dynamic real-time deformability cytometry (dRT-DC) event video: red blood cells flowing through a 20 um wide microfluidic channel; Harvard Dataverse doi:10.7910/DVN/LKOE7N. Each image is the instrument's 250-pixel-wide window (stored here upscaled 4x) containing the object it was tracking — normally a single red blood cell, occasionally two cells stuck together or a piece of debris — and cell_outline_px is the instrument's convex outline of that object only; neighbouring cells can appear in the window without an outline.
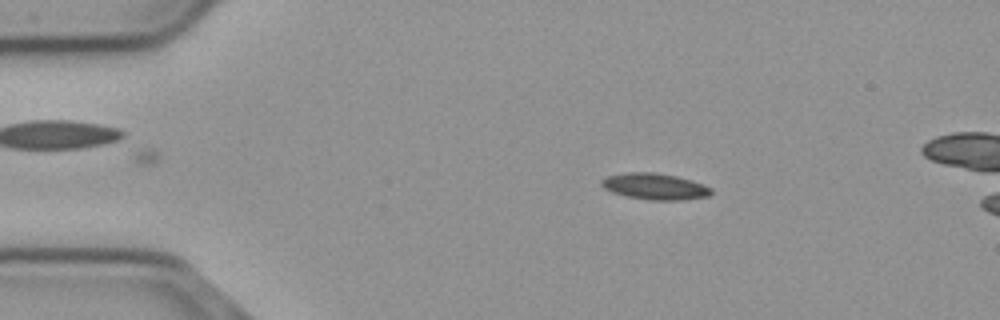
{"species": "common noctule bat (a hibernating species)", "species_latin": "Nyctalus noctula", "temperature_condition": "cold", "stored_images_in_passage": 50, "camera_frame_rate_fps": 3000, "um_per_image_px": 0.085, "animal": {"sex": "male", "body_mass_g": 23.1, "forearm_length_mm": 52.7}, "frame": {"image": 1, "passage_image": 10, "time_ms": 3.0, "image_size_px": [1000, 320], "cell_outline_px": [[712, 192], [708, 196], [680, 200], [652, 200], [628, 196], [612, 192], [604, 188], [600, 184], [600, 180], [608, 176], [628, 172], [656, 172], [676, 176], [692, 180], [704, 184], [712, 188]], "centroid_in_image_um": [55.67, 15.84], "position_along_channel_um": 29.3, "area_um2": 16.76}}
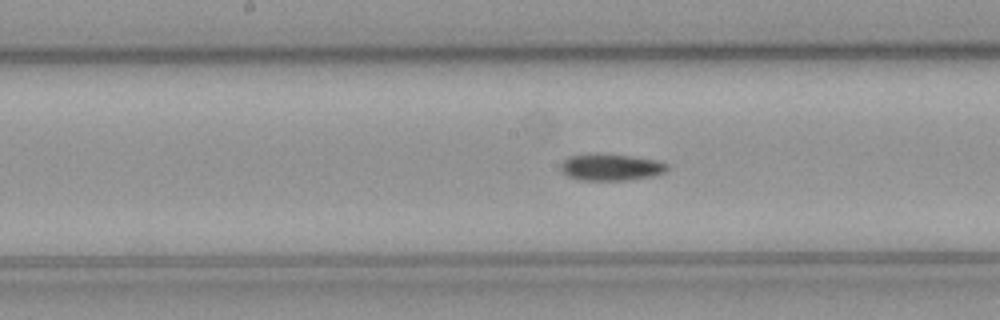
{"frame": {"image": 2, "passage_image": 28, "time_ms": 9.0, "image_size_px": [1000, 320], "cell_outline_px": [[668, 168], [664, 172], [652, 176], [628, 180], [580, 180], [568, 176], [560, 172], [560, 164], [568, 156], [592, 152], [600, 152], [632, 156], [656, 160], [668, 164]], "centroid_in_image_um": [51.86, 14.19], "position_along_channel_um": 196.3, "area_um2": 16.99}}
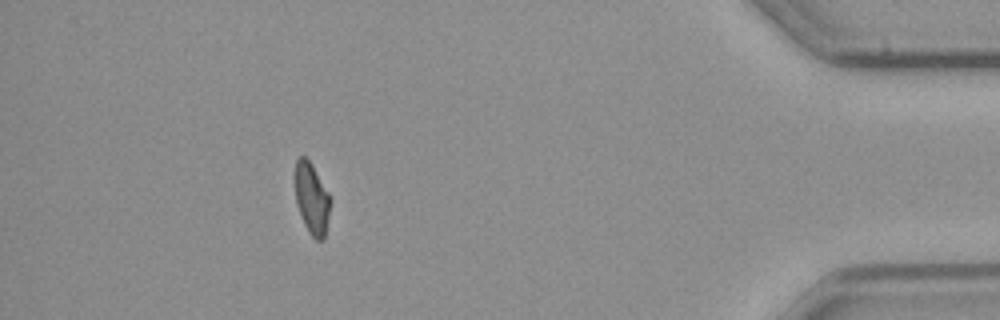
{"frame": {"image": 3, "passage_image": 50, "time_ms": 16.333, "image_size_px": [1000, 320], "cell_outline_px": [[328, 216], [324, 240], [316, 240], [308, 232], [304, 224], [296, 204], [296, 160], [300, 156], [304, 156], [308, 160], [328, 192]], "centroid_in_image_um": [26.47, 16.92], "position_along_channel_um": 408.7, "area_um2": 13.99}}